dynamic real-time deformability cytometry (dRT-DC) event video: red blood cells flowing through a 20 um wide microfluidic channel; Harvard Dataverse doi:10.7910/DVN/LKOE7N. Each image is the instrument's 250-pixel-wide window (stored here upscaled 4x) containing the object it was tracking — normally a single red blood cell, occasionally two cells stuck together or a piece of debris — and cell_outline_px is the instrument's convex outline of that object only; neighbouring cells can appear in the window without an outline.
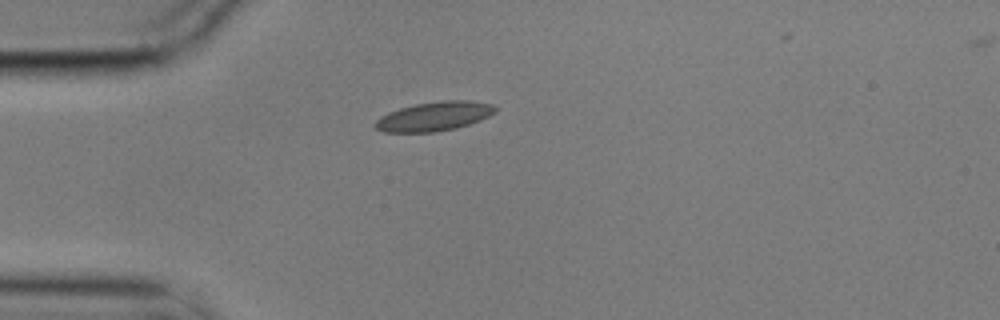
{"species": "common noctule bat (a hibernating species)", "species_latin": "Nyctalus noctula", "temperature_condition": "cold", "stored_images_in_passage": 7, "camera_frame_rate_fps": 3000, "um_per_image_px": 0.085, "animal": {"sex": "male", "body_mass_g": 17.9}, "frame": {"image": 1, "passage_image": 1, "time_ms": 0.0, "image_size_px": [1000, 320], "cell_outline_px": [[496, 112], [480, 120], [456, 128], [436, 132], [384, 132], [376, 128], [372, 124], [380, 116], [388, 112], [400, 108], [416, 104], [444, 100], [472, 100], [492, 104], [496, 108]], "centroid_in_image_um": [36.9, 9.88], "position_along_channel_um": 48.1, "area_um2": 20.46}}
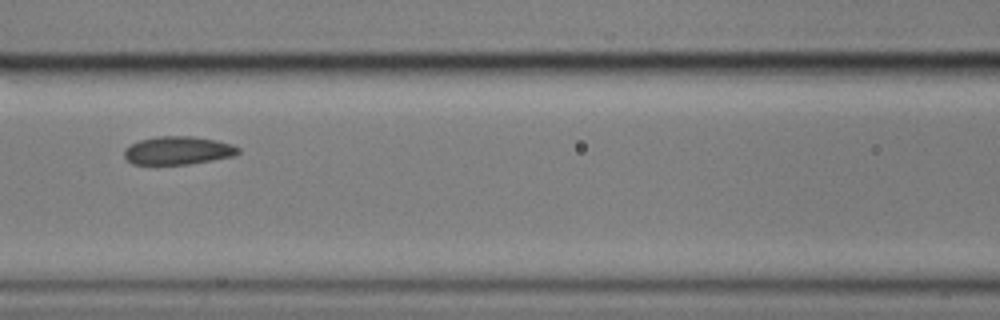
{"frame": {"image": 2, "passage_image": 4, "time_ms": 1.0, "image_size_px": [1000, 320], "cell_outline_px": [[240, 152], [236, 156], [188, 164], [132, 164], [124, 156], [124, 148], [140, 140], [156, 136], [192, 136], [216, 140], [232, 144], [240, 148]], "centroid_in_image_um": [15.15, 12.79], "position_along_channel_um": 151.4, "area_um2": 18.79}}
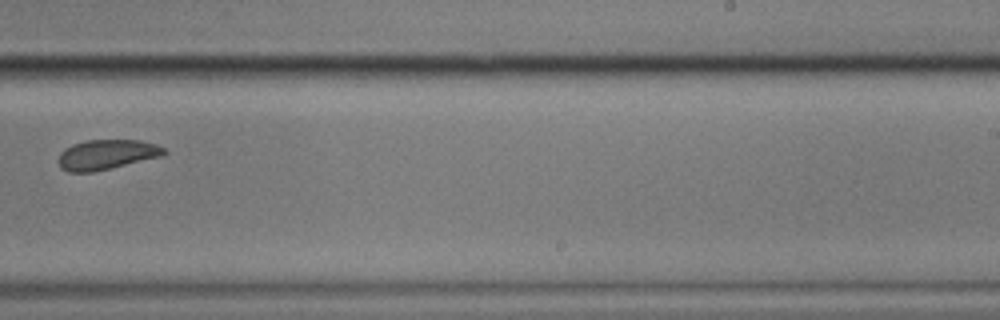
{"frame": {"image": 3, "passage_image": 7, "time_ms": 2.0, "image_size_px": [1000, 320], "cell_outline_px": [[168, 152], [164, 156], [112, 168], [92, 172], [68, 172], [60, 168], [60, 152], [64, 148], [72, 144], [84, 140], [140, 140], [156, 144], [164, 148]], "centroid_in_image_um": [9.1, 13.13], "position_along_channel_um": 279.9, "area_um2": 18.61}}